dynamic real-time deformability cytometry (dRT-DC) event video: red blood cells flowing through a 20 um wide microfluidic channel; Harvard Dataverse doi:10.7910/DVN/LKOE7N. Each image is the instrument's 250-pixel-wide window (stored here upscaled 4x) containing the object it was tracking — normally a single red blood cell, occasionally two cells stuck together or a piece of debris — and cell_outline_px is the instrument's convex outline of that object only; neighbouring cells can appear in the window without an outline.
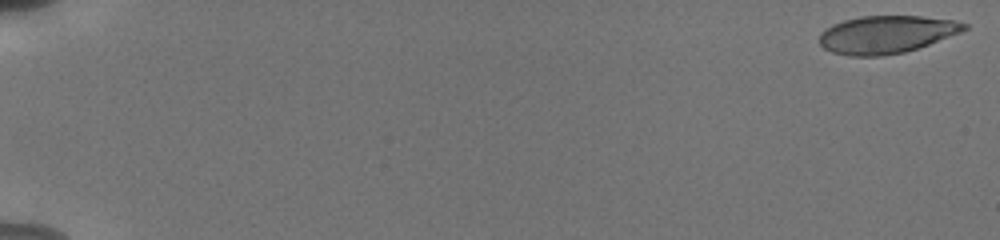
{"species": "human", "species_latin": "Homo sapiens", "temperature_condition": "cold", "stored_images_in_passage": 55, "camera_frame_rate_fps": 3000, "um_per_image_px": 0.085, "donor": {"sex": "male"}, "frame": {"image": 1, "passage_image": 1, "time_ms": 0.0, "image_size_px": [1000, 240], "cell_outline_px": [[968, 28], [960, 32], [928, 44], [904, 52], [880, 56], [848, 56], [832, 52], [824, 48], [820, 44], [820, 32], [832, 24], [844, 20], [860, 16], [920, 16], [952, 20], [968, 24]], "centroid_in_image_um": [75.3, 2.93], "position_along_channel_um": 9.7, "area_um2": 31.56}}
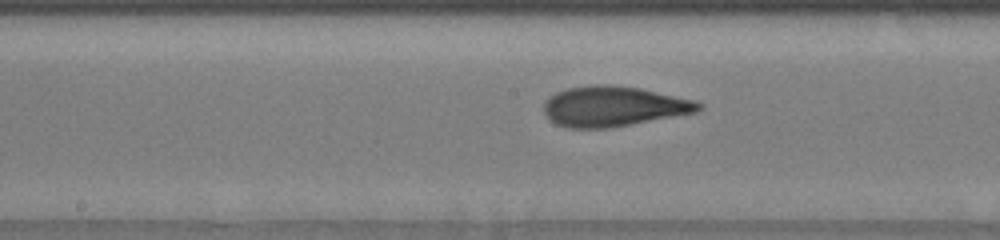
{"frame": {"image": 2, "passage_image": 31, "time_ms": 10.0, "image_size_px": [1000, 240], "cell_outline_px": [[704, 108], [696, 112], [612, 128], [568, 128], [556, 124], [544, 112], [544, 104], [548, 96], [556, 92], [568, 88], [596, 84], [604, 84], [640, 88], [696, 100], [704, 104]], "centroid_in_image_um": [52.18, 9.04], "position_along_channel_um": 196.0, "area_um2": 36.36}}
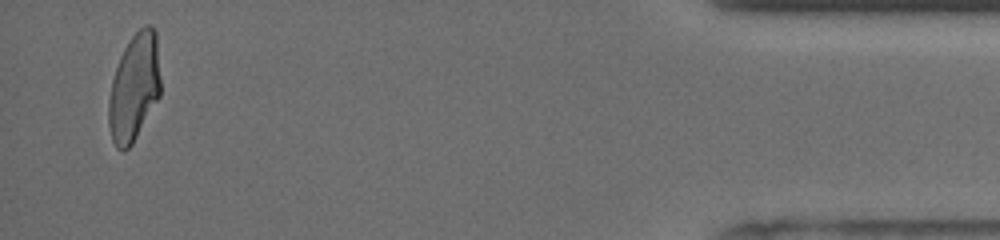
{"frame": {"image": 3, "passage_image": 54, "time_ms": 17.667, "image_size_px": [1000, 240], "cell_outline_px": [[160, 96], [132, 144], [124, 152], [116, 148], [112, 140], [108, 124], [108, 100], [112, 80], [120, 56], [124, 48], [132, 36], [144, 24], [152, 24], [156, 32], [160, 76]], "centroid_in_image_um": [11.4, 7.43], "position_along_channel_um": 423.8, "area_um2": 32.66}, "authors_computed_cell_mechanics": {"area_um2": 34.391, "velocity_mm_per_s": 3.8204, "shape_relaxation_time_tau1_ms": 4.6029, "shape_relaxation_time_tau2_ms": 1.2358, "deformation_change_tau1": 0.172, "deformation_change_tau2": 0.0703}}